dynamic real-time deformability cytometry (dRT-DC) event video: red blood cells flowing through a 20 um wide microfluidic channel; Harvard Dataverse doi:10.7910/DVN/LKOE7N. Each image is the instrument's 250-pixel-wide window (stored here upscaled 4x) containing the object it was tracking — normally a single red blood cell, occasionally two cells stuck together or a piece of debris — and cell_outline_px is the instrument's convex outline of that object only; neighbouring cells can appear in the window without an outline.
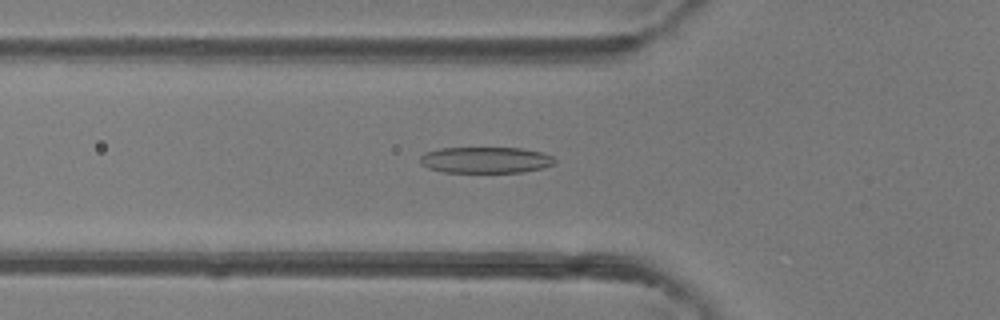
{"species": "common noctule bat (a hibernating species)", "species_latin": "Nyctalus noctula", "temperature_condition": "room temperature", "stored_images_in_passage": 45, "camera_frame_rate_fps": 3000, "um_per_image_px": 0.085, "animal": {"sex": "female"}, "frame": {"image": 1, "passage_image": 15, "time_ms": 4.667, "image_size_px": [1000, 320], "cell_outline_px": [[556, 160], [552, 164], [540, 168], [520, 172], [444, 172], [428, 168], [420, 164], [420, 156], [424, 152], [440, 148], [520, 148], [540, 152], [552, 156]], "centroid_in_image_um": [41.21, 13.59], "position_along_channel_um": 84.6, "area_um2": 20.4}}
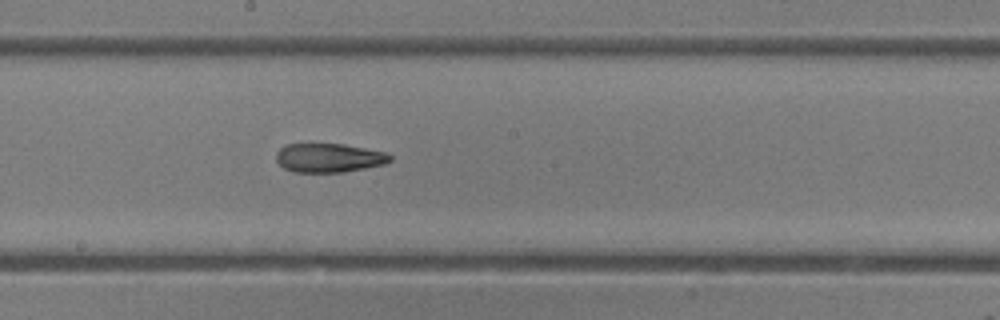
{"frame": {"image": 2, "passage_image": 24, "time_ms": 7.667, "image_size_px": [1000, 320], "cell_outline_px": [[392, 160], [384, 164], [344, 172], [292, 172], [284, 168], [276, 160], [276, 152], [280, 148], [288, 144], [344, 144], [388, 152], [392, 156]], "centroid_in_image_um": [27.98, 13.41], "position_along_channel_um": 220.2, "area_um2": 19.31}}
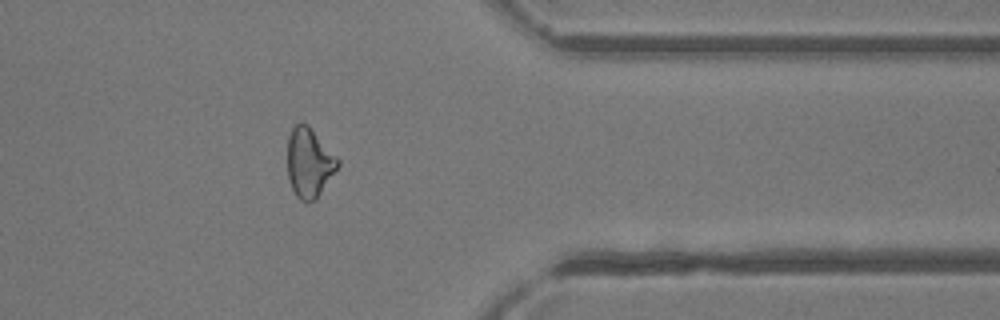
{"frame": {"image": 3, "passage_image": 36, "time_ms": 11.667, "image_size_px": [1000, 320], "cell_outline_px": [[340, 164], [316, 200], [308, 204], [300, 200], [296, 196], [288, 180], [288, 136], [292, 128], [300, 120], [308, 124], [340, 160]], "centroid_in_image_um": [26.28, 13.83], "position_along_channel_um": 385.1, "area_um2": 20.63}, "authors_computed_cell_mechanics": {"area_um2": 20.8658, "velocity_mm_per_s": 4.4784, "shape_relaxation_time_tau1_ms": 4.6339, "shape_relaxation_time_tau2_ms": 2.6021, "deformation_change_tau1": 0.1686, "deformation_change_tau2": 0.1214}}